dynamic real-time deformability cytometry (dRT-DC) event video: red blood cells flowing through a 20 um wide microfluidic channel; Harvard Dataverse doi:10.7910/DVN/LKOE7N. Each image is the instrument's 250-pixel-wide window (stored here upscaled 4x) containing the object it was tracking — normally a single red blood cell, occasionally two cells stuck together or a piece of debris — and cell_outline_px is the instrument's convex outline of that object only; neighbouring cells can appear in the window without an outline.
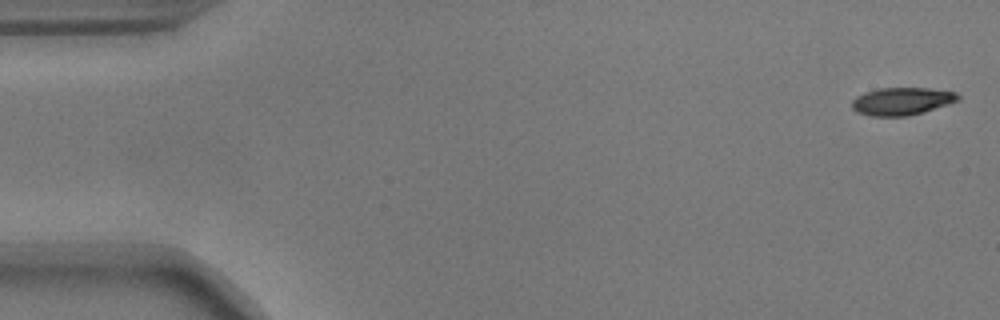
{"species": "common noctule bat (a hibernating species)", "species_latin": "Nyctalus noctula", "temperature_condition": "warm", "stored_images_in_passage": 55, "camera_frame_rate_fps": 3000, "um_per_image_px": 0.085, "animal": {"sex": "male", "body_mass_g": 17.9}, "frame": {"image": 1, "passage_image": 1, "time_ms": 0.0, "image_size_px": [1000, 320], "cell_outline_px": [[960, 100], [924, 112], [908, 116], [872, 116], [856, 112], [852, 108], [852, 100], [856, 96], [864, 92], [880, 88], [928, 88], [956, 92], [960, 96]], "centroid_in_image_um": [76.65, 8.6], "position_along_channel_um": 8.3, "area_um2": 17.17}}
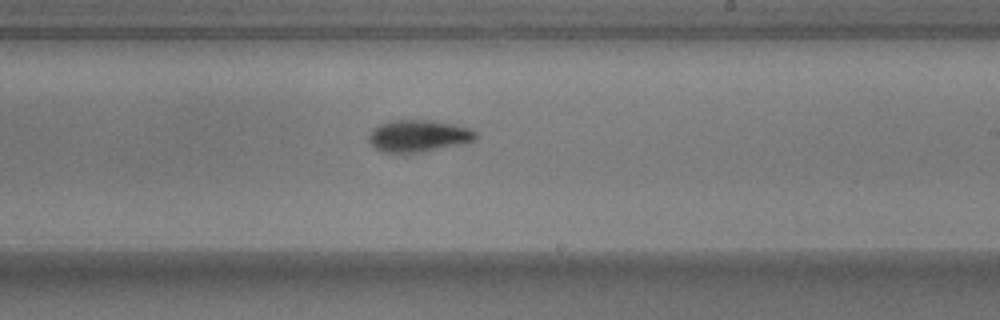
{"frame": {"image": 2, "passage_image": 32, "time_ms": 10.333, "image_size_px": [1000, 320], "cell_outline_px": [[480, 136], [476, 140], [460, 144], [416, 152], [384, 152], [376, 148], [368, 140], [368, 136], [372, 128], [380, 124], [392, 120], [432, 120], [452, 124], [468, 128], [476, 132]], "centroid_in_image_um": [35.56, 11.53], "position_along_channel_um": 253.4, "area_um2": 19.65}}
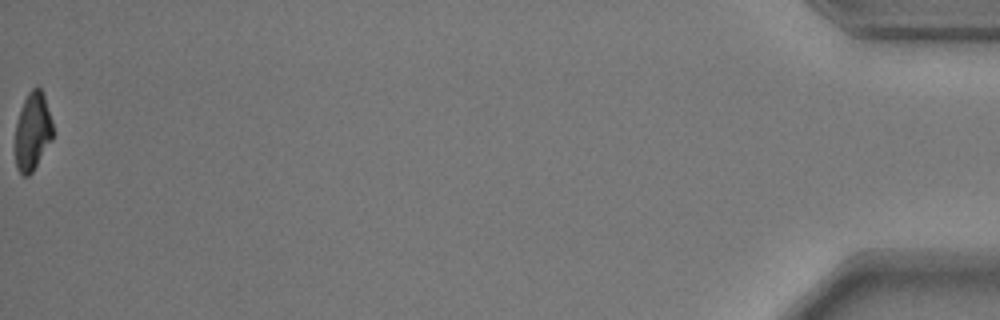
{"frame": {"image": 3, "passage_image": 55, "time_ms": 18.0, "image_size_px": [1000, 320], "cell_outline_px": [[56, 132], [52, 140], [32, 172], [28, 176], [24, 176], [16, 168], [16, 124], [20, 108], [28, 92], [36, 84], [40, 88], [44, 96]], "centroid_in_image_um": [2.8, 11.15], "position_along_channel_um": 432.4, "area_um2": 17.28}, "authors_computed_cell_mechanics": {"area_um2": 18.9584, "velocity_mm_per_s": 3.6584, "shape_relaxation_time_tau1_ms": 3.5917, "shape_relaxation_time_tau2_ms": 2.4009, "deformation_change_tau1": 0.1612, "deformation_change_tau2": 0.0813}}